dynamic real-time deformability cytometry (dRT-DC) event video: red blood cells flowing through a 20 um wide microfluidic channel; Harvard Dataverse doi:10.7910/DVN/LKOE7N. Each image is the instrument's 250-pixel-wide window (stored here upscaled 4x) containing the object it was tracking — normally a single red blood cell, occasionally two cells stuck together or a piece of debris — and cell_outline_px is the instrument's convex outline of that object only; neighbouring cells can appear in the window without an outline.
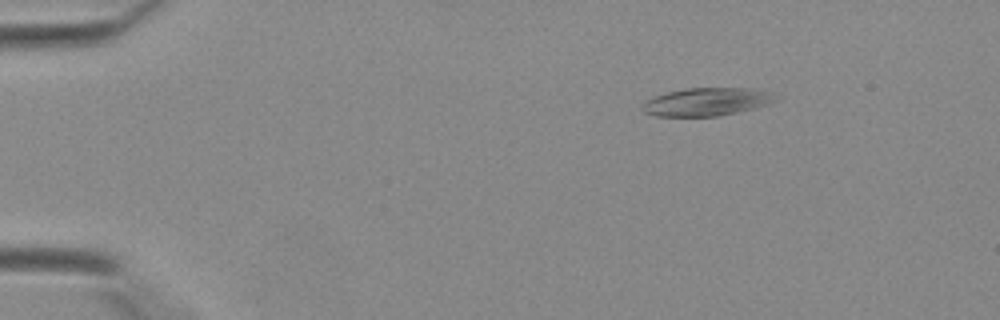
{"species": "Egyptian fruit bat (a non-hibernating species)", "species_latin": "Rousettus aegyptiacus", "temperature_condition": "warm", "stored_images_in_passage": 41, "camera_frame_rate_fps": 3000, "um_per_image_px": 0.085, "animal": {"sex": "female"}, "frame": {"image": 1, "passage_image": 6, "time_ms": 1.667, "image_size_px": [1000, 320], "cell_outline_px": [[780, 96], [776, 100], [768, 104], [736, 112], [716, 116], [656, 116], [644, 112], [640, 108], [648, 100], [656, 96], [668, 92], [684, 88], [752, 88], [772, 92]], "centroid_in_image_um": [60.11, 8.64], "position_along_channel_um": 24.9, "area_um2": 21.62}}
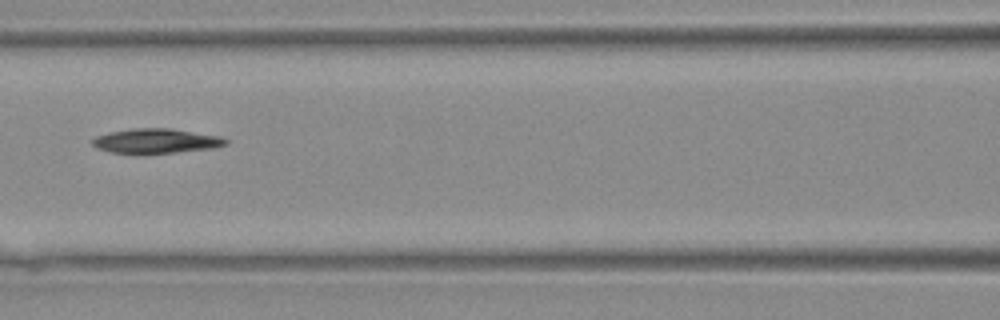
{"frame": {"image": 2, "passage_image": 19, "time_ms": 6.0, "image_size_px": [1000, 320], "cell_outline_px": [[228, 144], [212, 148], [176, 152], [112, 152], [96, 148], [92, 144], [92, 140], [96, 136], [112, 132], [132, 128], [168, 128], [220, 136], [228, 140]], "centroid_in_image_um": [13.29, 11.96], "position_along_channel_um": 153.3, "area_um2": 18.61}}
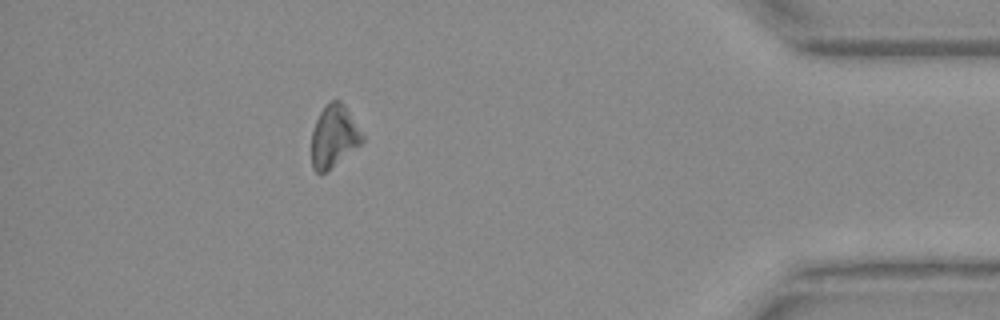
{"frame": {"image": 3, "passage_image": 37, "time_ms": 12.0, "image_size_px": [1000, 320], "cell_outline_px": [[364, 140], [356, 148], [320, 176], [312, 168], [312, 132], [316, 120], [320, 112], [332, 100], [340, 100], [344, 104], [364, 136]], "centroid_in_image_um": [28.37, 11.61], "position_along_channel_um": 406.8, "area_um2": 18.15}}